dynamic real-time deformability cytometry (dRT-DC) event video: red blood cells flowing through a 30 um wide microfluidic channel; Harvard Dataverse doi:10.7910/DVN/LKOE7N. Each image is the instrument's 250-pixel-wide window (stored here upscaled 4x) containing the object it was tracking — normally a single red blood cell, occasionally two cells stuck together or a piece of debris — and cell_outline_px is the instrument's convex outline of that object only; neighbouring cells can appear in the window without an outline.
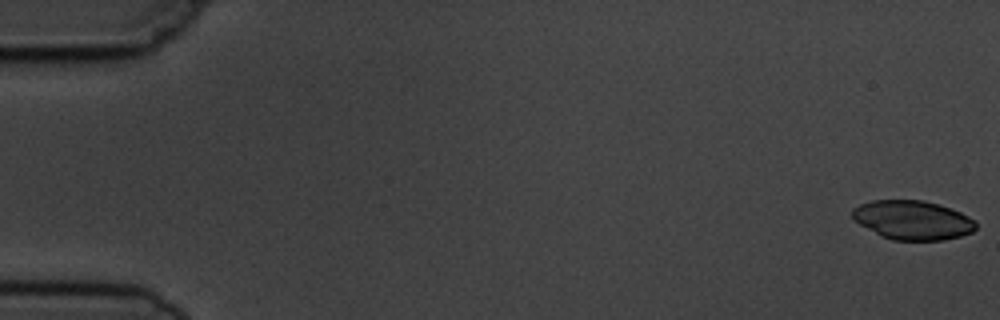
{"species": "common noctule bat (a hibernating species)", "species_latin": "Nyctalus noctula", "temperature_condition": "cold", "stored_images_in_passage": 16, "camera_frame_rate_fps": 3000, "um_per_image_px": 0.085, "animal": {"sex": "male", "body_mass_g": 19.5, "forearm_length_mm": 54.6}, "frame": {"image": 1, "passage_image": 1, "time_ms": 0.0, "image_size_px": [1000, 320], "cell_outline_px": [[976, 228], [972, 232], [960, 236], [944, 240], [892, 240], [880, 236], [852, 220], [852, 208], [860, 204], [872, 200], [924, 200], [960, 212], [976, 220]], "centroid_in_image_um": [77.54, 18.71], "position_along_channel_um": 7.5, "area_um2": 28.26}}
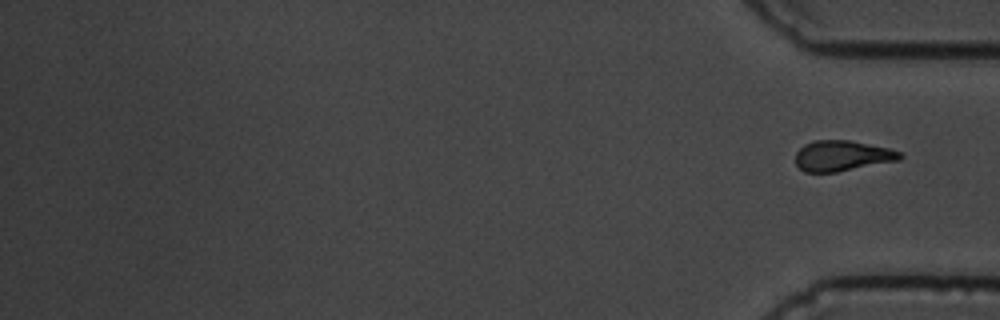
{"frame": {"image": 2, "passage_image": 16, "time_ms": 19.0, "image_size_px": [1000, 320], "cell_outline_px": [[904, 156], [900, 160], [836, 172], [804, 172], [796, 164], [796, 152], [804, 144], [812, 140], [848, 140], [888, 148], [900, 152]], "centroid_in_image_um": [71.57, 13.24], "position_along_channel_um": 363.6, "area_um2": 18.55}}